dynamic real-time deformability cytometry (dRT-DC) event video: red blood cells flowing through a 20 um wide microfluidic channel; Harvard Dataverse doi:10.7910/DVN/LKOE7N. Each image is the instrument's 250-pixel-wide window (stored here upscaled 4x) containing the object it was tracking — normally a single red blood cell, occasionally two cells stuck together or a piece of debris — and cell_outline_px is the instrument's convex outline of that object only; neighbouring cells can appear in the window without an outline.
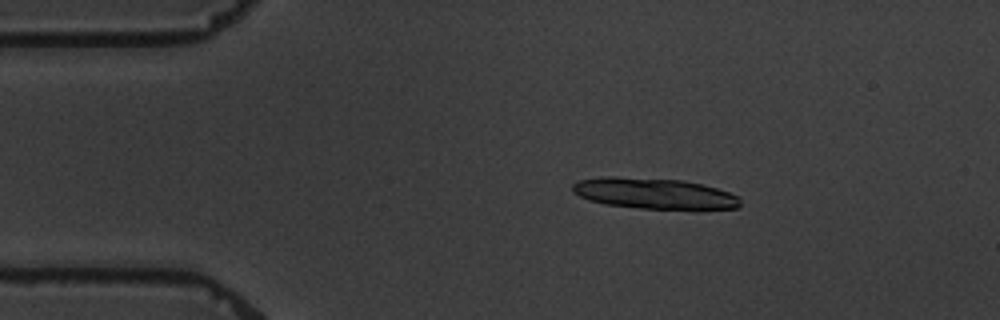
{"species": "common noctule bat (a hibernating species)", "species_latin": "Nyctalus noctula", "temperature_condition": "warm", "stored_images_in_passage": 3, "camera_frame_rate_fps": 3000, "um_per_image_px": 0.085, "animal": {"sex": "male", "body_mass_g": 19.5, "forearm_length_mm": 54.6}, "frame": {"image": 1, "passage_image": 1, "time_ms": 0.0, "image_size_px": [1000, 320], "cell_outline_px": [[740, 208], [696, 212], [640, 208], [604, 204], [588, 200], [572, 192], [572, 184], [580, 180], [600, 176], [612, 176], [680, 180], [704, 184], [740, 196]], "centroid_in_image_um": [55.71, 16.49], "position_along_channel_um": 29.3, "area_um2": 31.39}}